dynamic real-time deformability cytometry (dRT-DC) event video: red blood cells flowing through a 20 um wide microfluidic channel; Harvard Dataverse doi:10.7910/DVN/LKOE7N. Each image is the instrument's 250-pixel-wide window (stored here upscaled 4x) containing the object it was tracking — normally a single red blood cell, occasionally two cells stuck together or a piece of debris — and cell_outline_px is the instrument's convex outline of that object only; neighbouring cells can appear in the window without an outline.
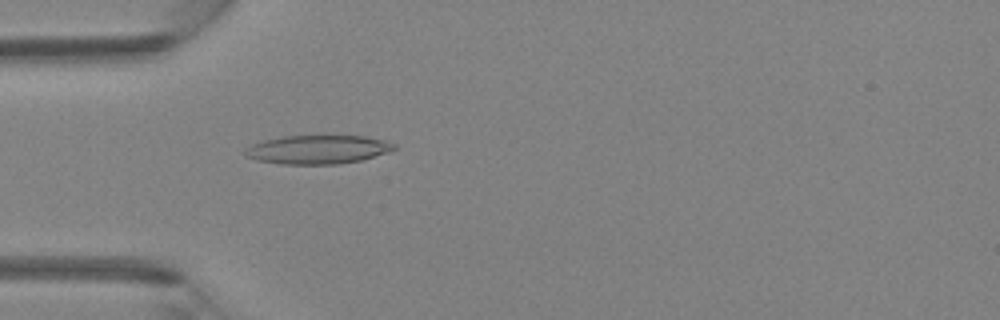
{"species": "Egyptian fruit bat (a non-hibernating species)", "species_latin": "Rousettus aegyptiacus", "temperature_condition": "room temperature", "stored_images_in_passage": 4, "camera_frame_rate_fps": 3000, "um_per_image_px": 0.085, "animal": {"sex": "female"}, "frame": {"image": 1, "passage_image": 4, "time_ms": 1.0, "image_size_px": [1000, 320], "cell_outline_px": [[396, 148], [388, 152], [360, 160], [336, 164], [280, 164], [256, 160], [244, 156], [244, 148], [252, 144], [264, 140], [284, 136], [364, 136], [384, 140], [396, 144]], "centroid_in_image_um": [26.96, 12.71], "position_along_channel_um": 58.0, "area_um2": 24.91}}